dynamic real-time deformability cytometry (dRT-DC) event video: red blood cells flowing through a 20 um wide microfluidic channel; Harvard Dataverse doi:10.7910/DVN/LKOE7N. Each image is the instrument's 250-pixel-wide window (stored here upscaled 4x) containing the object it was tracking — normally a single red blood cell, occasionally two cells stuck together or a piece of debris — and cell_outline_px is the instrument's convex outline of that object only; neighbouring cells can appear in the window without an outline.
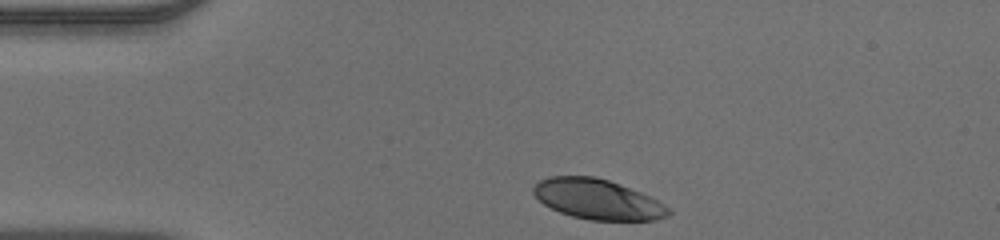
{"species": "human", "species_latin": "Homo sapiens", "temperature_condition": "warm", "stored_images_in_passage": 32, "camera_frame_rate_fps": 3000, "um_per_image_px": 0.085, "donor": {"sex": "male"}, "frame": {"image": 1, "passage_image": 1, "time_ms": 0.0, "image_size_px": [1000, 240], "cell_outline_px": [[672, 212], [668, 216], [656, 220], [588, 220], [572, 216], [560, 212], [544, 204], [532, 192], [532, 188], [540, 180], [548, 176], [596, 176], [620, 184], [640, 192], [672, 208]], "centroid_in_image_um": [50.81, 16.94], "position_along_channel_um": 34.2, "area_um2": 31.56}}
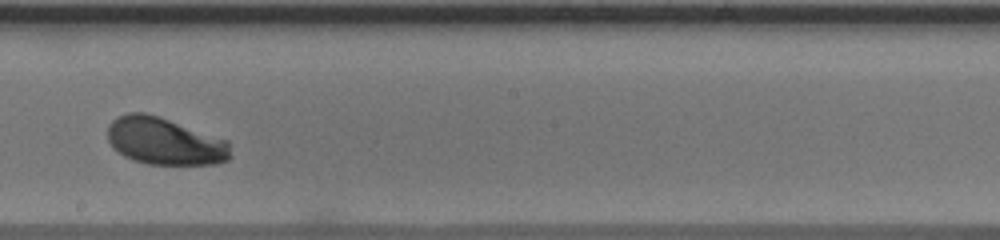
{"frame": {"image": 2, "passage_image": 19, "time_ms": 6.0, "image_size_px": [1000, 240], "cell_outline_px": [[232, 156], [228, 160], [216, 164], [148, 164], [132, 160], [124, 156], [112, 148], [108, 140], [108, 124], [116, 116], [128, 112], [144, 112], [228, 140]], "centroid_in_image_um": [13.97, 12.01], "position_along_channel_um": 234.2, "area_um2": 33.87}}
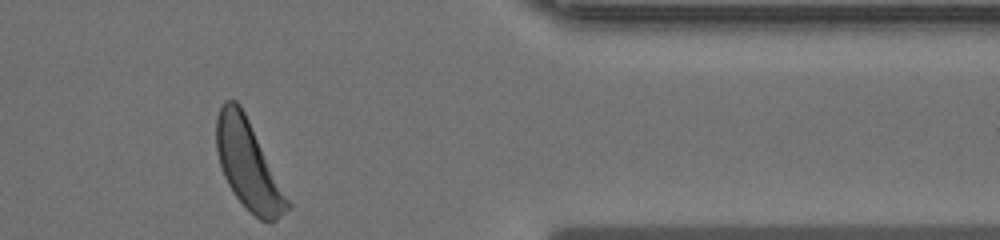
{"frame": {"image": 3, "passage_image": 32, "time_ms": 10.333, "image_size_px": [1000, 240], "cell_outline_px": [[292, 204], [272, 224], [260, 220], [232, 192], [224, 176], [220, 164], [216, 148], [216, 116], [224, 100], [236, 100], [240, 104]], "centroid_in_image_um": [21.09, 14.01], "position_along_channel_um": 390.3, "area_um2": 36.18}}